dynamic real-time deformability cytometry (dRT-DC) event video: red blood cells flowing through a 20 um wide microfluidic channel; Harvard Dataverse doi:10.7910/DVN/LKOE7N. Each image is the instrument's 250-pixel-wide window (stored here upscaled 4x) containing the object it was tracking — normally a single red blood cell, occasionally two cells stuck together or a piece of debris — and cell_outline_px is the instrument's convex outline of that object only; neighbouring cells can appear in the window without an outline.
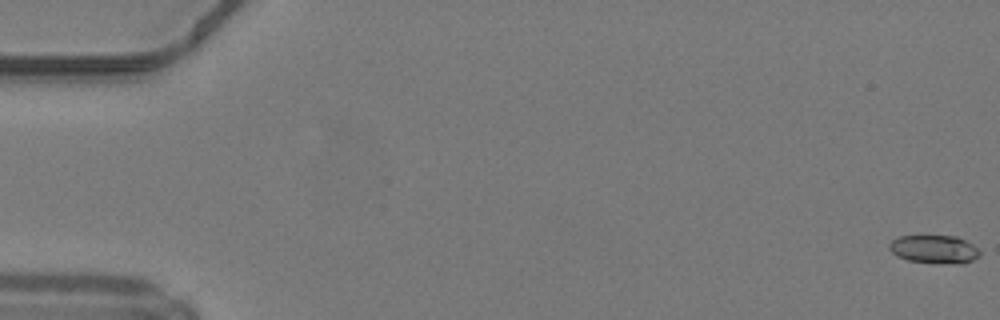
{"species": "common noctule bat (a hibernating species)", "species_latin": "Nyctalus noctula", "temperature_condition": "warm", "stored_images_in_passage": 16, "camera_frame_rate_fps": 3000, "um_per_image_px": 0.085, "animal": {"sex": "male", "body_mass_g": 19.2, "forearm_length_mm": 51.8}, "frame": {"image": 1, "passage_image": 1, "time_ms": 0.0, "image_size_px": [1000, 320], "cell_outline_px": [[980, 256], [964, 264], [960, 264], [908, 260], [896, 256], [888, 248], [888, 244], [892, 240], [900, 236], [956, 236], [972, 244], [980, 252]], "centroid_in_image_um": [79.4, 21.18], "position_along_channel_um": 5.6, "area_um2": 14.74}}
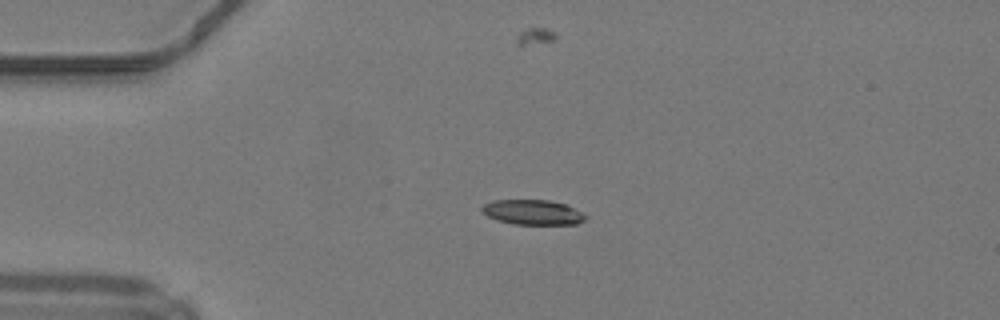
{"frame": {"image": 2, "passage_image": 13, "time_ms": 4.0, "image_size_px": [1000, 320], "cell_outline_px": [[588, 216], [584, 220], [576, 224], [512, 224], [496, 220], [488, 216], [480, 208], [484, 204], [492, 200], [548, 200], [568, 204], [584, 212]], "centroid_in_image_um": [45.32, 18.03], "position_along_channel_um": 39.7, "area_um2": 15.26}}